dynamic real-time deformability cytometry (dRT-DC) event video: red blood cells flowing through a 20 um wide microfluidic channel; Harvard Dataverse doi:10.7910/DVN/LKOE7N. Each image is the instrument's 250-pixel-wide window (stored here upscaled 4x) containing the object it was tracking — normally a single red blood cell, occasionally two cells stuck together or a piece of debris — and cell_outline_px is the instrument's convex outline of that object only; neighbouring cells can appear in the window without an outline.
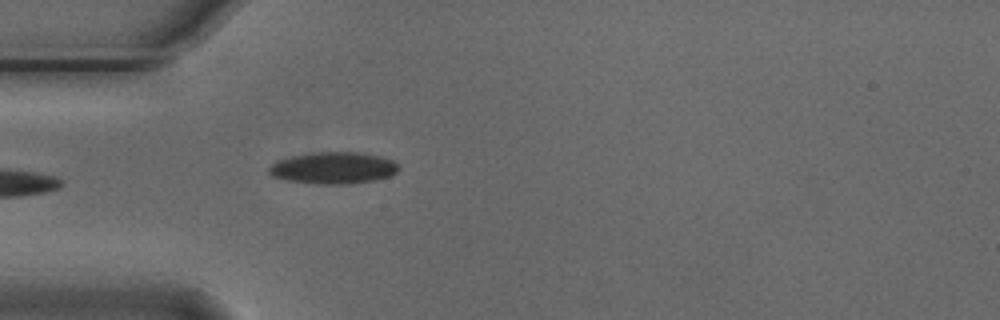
{"species": "Egyptian fruit bat (a non-hibernating species)", "species_latin": "Rousettus aegyptiacus", "temperature_condition": "cold", "stored_images_in_passage": 25, "camera_frame_rate_fps": 3000, "um_per_image_px": 0.085, "animal": {"sex": "male"}, "frame": {"image": 1, "passage_image": 1, "time_ms": 0.0, "image_size_px": [1000, 320], "cell_outline_px": [[400, 168], [396, 172], [388, 176], [372, 180], [348, 184], [316, 184], [288, 180], [272, 176], [268, 172], [268, 168], [272, 164], [280, 160], [292, 156], [320, 152], [356, 152], [380, 156], [392, 160]], "centroid_in_image_um": [28.33, 14.28], "position_along_channel_um": 56.7, "area_um2": 23.64}}